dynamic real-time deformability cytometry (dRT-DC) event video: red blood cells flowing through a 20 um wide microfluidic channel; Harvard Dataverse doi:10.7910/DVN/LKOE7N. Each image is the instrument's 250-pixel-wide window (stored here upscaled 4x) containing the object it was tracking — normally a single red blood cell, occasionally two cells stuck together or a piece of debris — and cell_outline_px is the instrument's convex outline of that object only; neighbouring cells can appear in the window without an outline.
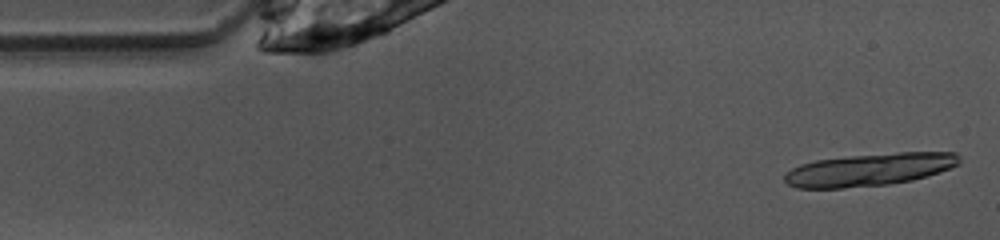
{"species": "common noctule bat (a hibernating species)", "species_latin": "Nyctalus noctula", "temperature_condition": "warm", "stored_images_in_passage": 9, "camera_frame_rate_fps": 3000, "um_per_image_px": 0.085, "animal": {"sex": "female", "body_mass_g": 10.0, "forearm_length_mm": 53.1}, "frame": {"image": 1, "passage_image": 1, "time_ms": 0.0, "image_size_px": [1000, 240], "cell_outline_px": [[960, 164], [940, 172], [912, 180], [888, 184], [844, 188], [796, 188], [788, 184], [784, 180], [784, 176], [792, 168], [800, 164], [816, 160], [852, 156], [900, 152], [956, 152], [960, 156]], "centroid_in_image_um": [73.93, 14.42], "position_along_channel_um": 11.1, "area_um2": 33.06}}